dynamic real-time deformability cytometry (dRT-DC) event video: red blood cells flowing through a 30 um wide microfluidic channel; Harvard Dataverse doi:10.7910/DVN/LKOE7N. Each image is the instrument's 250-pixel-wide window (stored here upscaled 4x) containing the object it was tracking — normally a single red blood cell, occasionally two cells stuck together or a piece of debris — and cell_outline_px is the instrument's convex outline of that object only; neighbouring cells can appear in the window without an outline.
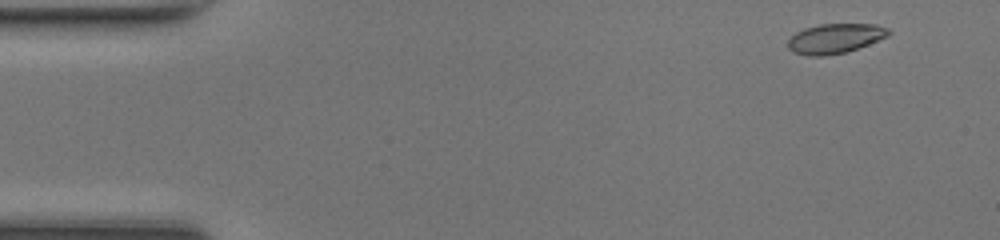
{"species": "common noctule bat (a hibernating species)", "species_latin": "Nyctalus noctula", "temperature_condition": "room temperature", "stored_images_in_passage": 46, "camera_frame_rate_fps": 3000, "um_per_image_px": 0.085, "animal": {"sex": "female", "body_mass_g": 17.0, "forearm_length_mm": 48.0}, "frame": {"image": 1, "passage_image": 2, "time_ms": 0.333, "image_size_px": [1000, 240], "cell_outline_px": [[892, 32], [888, 36], [868, 44], [844, 52], [824, 56], [808, 56], [792, 52], [788, 48], [788, 40], [796, 32], [804, 28], [820, 24], [876, 24], [888, 28]], "centroid_in_image_um": [70.97, 3.26], "position_along_channel_um": 14.0, "area_um2": 17.4}}
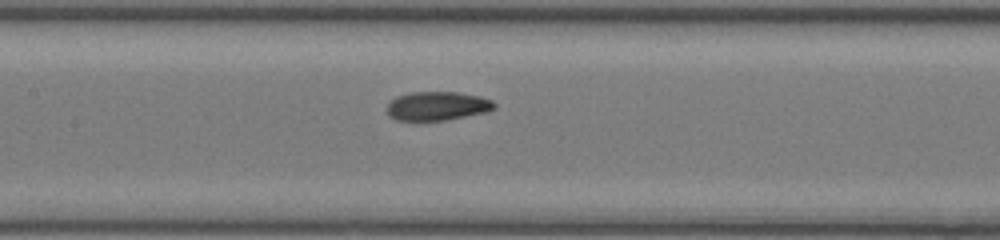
{"frame": {"image": 2, "passage_image": 21, "time_ms": 6.667, "image_size_px": [1000, 240], "cell_outline_px": [[496, 108], [488, 112], [444, 120], [396, 120], [388, 112], [388, 104], [396, 96], [412, 92], [460, 92], [480, 96], [492, 100], [496, 104]], "centroid_in_image_um": [37.23, 9.0], "position_along_channel_um": 170.2, "area_um2": 17.98}}
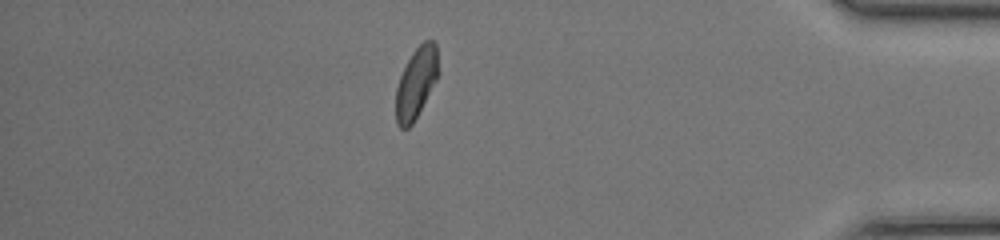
{"frame": {"image": 3, "passage_image": 40, "time_ms": 13.0, "image_size_px": [1000, 240], "cell_outline_px": [[440, 72], [436, 80], [412, 124], [408, 128], [400, 128], [396, 124], [396, 88], [400, 76], [412, 52], [424, 40], [432, 40], [436, 44]], "centroid_in_image_um": [35.38, 7.02], "position_along_channel_um": 399.8, "area_um2": 17.46}, "authors_computed_cell_mechanics": {"area_um2": 17.918, "velocity_mm_per_s": 4.3012, "shape_relaxation_time_tau1_ms": 4.628, "shape_relaxation_time_tau2_ms": 1.3201, "deformation_change_tau1": 0.1656, "deformation_change_tau2": 0.0648}}